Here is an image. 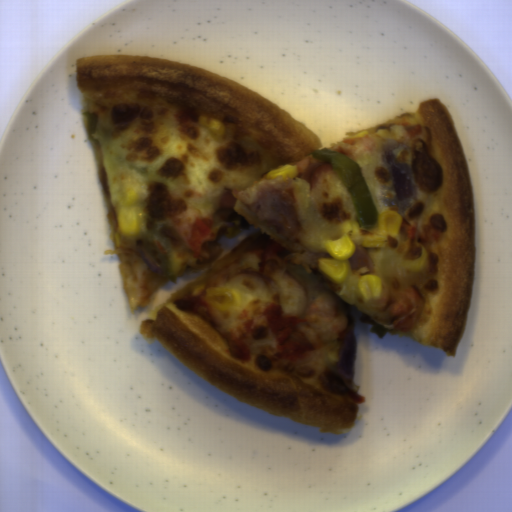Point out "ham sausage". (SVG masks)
<instances>
[{"instance_id": "0cea0756", "label": "ham sausage", "mask_w": 512, "mask_h": 512, "mask_svg": "<svg viewBox=\"0 0 512 512\" xmlns=\"http://www.w3.org/2000/svg\"><path fill=\"white\" fill-rule=\"evenodd\" d=\"M307 323L316 329L318 337L334 340L347 327V316L338 310V301L333 295H322L313 301L306 313Z\"/></svg>"}]
</instances>
